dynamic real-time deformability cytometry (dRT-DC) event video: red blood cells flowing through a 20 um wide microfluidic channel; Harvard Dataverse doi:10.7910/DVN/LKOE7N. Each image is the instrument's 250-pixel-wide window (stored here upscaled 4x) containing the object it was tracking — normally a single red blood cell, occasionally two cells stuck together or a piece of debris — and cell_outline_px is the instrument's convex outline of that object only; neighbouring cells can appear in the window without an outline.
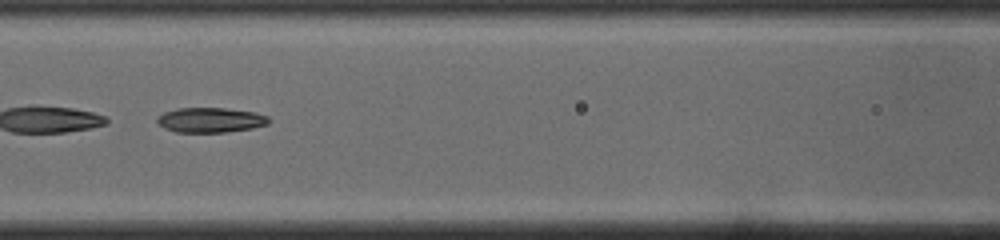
{"species": "common noctule bat (a hibernating species)", "species_latin": "Nyctalus noctula", "temperature_condition": "cold", "stored_images_in_passage": 50, "camera_frame_rate_fps": 3000, "um_per_image_px": 0.085, "animal": {"sex": "male", "body_mass_g": 19.0, "forearm_length_mm": 50.8}, "frame": {"image": 1, "passage_image": 22, "time_ms": 7.0, "image_size_px": [1000, 240], "cell_outline_px": [[272, 120], [268, 124], [252, 128], [224, 132], [176, 132], [164, 128], [156, 120], [164, 112], [176, 108], [224, 108], [256, 112], [268, 116]], "centroid_in_image_um": [17.93, 10.2], "position_along_channel_um": 148.7, "area_um2": 16.18}, "authors_computed_cell_mechanics": {"area_um2": 24.9696, "velocity_mm_per_s": 3.8999, "shape_relaxation_time_tau1_ms": null, "shape_relaxation_time_tau2_ms": 6.6813, "deformation_change_tau1": null, "deformation_change_tau2": 0.1357}}